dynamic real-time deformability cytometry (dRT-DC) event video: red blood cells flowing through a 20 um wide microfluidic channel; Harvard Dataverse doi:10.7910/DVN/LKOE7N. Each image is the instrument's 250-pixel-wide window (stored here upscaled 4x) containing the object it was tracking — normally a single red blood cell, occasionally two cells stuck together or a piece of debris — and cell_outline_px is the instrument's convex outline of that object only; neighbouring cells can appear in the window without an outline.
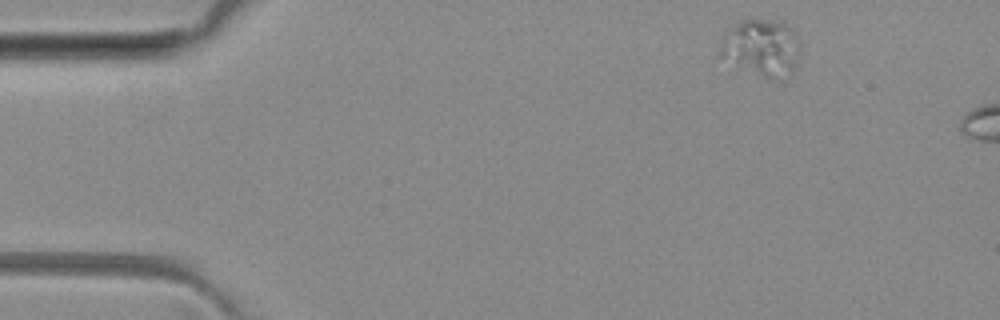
{"species": "common noctule bat (a hibernating species)", "species_latin": "Nyctalus noctula", "temperature_condition": "room temperature", "stored_images_in_passage": 4, "camera_frame_rate_fps": 3000, "um_per_image_px": 0.085, "animal": {"sex": "female", "body_mass_g": 29.2, "forearm_length_mm": 56.3}, "frame": {"image": 1, "passage_image": 1, "time_ms": 0.0, "image_size_px": [1000, 320], "cell_outline_px": [[800, 44], [796, 64], [792, 72], [776, 80], [772, 80], [716, 56], [716, 52], [720, 40], [724, 32], [728, 28], [740, 20], [784, 20], [788, 24], [796, 36]], "centroid_in_image_um": [64.67, 4.02], "position_along_channel_um": 20.3, "area_um2": 26.93}}